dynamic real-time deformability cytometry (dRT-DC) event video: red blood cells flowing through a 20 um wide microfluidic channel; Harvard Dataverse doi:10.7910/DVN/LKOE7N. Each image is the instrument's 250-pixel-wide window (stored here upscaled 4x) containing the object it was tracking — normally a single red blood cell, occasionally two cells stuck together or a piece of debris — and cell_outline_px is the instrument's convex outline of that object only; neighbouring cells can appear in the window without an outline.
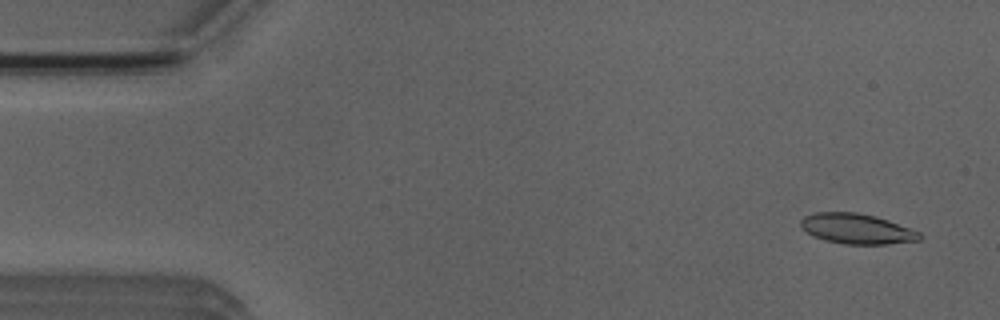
{"species": "Egyptian fruit bat (a non-hibernating species)", "species_latin": "Rousettus aegyptiacus", "temperature_condition": "room temperature", "stored_images_in_passage": 4, "camera_frame_rate_fps": 3000, "um_per_image_px": 0.085, "animal": {"sex": "male"}, "frame": {"image": 1, "passage_image": 1, "time_ms": 0.0, "image_size_px": [1000, 320], "cell_outline_px": [[920, 240], [888, 244], [844, 244], [824, 240], [800, 228], [800, 220], [804, 216], [816, 212], [856, 212], [876, 216], [888, 220], [920, 232]], "centroid_in_image_um": [72.81, 19.44], "position_along_channel_um": 12.2, "area_um2": 20.87}}